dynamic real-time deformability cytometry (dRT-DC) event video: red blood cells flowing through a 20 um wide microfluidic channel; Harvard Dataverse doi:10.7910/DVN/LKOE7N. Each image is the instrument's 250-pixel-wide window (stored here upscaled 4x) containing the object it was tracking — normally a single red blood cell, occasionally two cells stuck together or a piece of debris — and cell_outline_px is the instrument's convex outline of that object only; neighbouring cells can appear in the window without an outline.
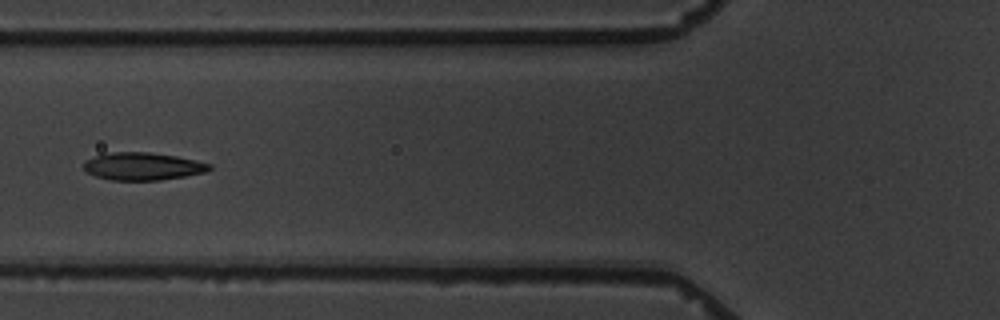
{"species": "common noctule bat (a hibernating species)", "species_latin": "Nyctalus noctula", "temperature_condition": "warm", "stored_images_in_passage": 9, "camera_frame_rate_fps": 3000, "um_per_image_px": 0.085, "animal": {"sex": "male", "body_mass_g": 19.5, "forearm_length_mm": 54.6}, "frame": {"image": 1, "passage_image": 6, "time_ms": 6.0, "image_size_px": [1000, 320], "cell_outline_px": [[212, 168], [204, 172], [184, 176], [160, 180], [112, 180], [96, 176], [84, 172], [84, 160], [104, 152], [148, 152], [176, 156], [196, 160], [212, 164]], "centroid_in_image_um": [12.09, 14.13], "position_along_channel_um": 113.7, "area_um2": 20.35}}
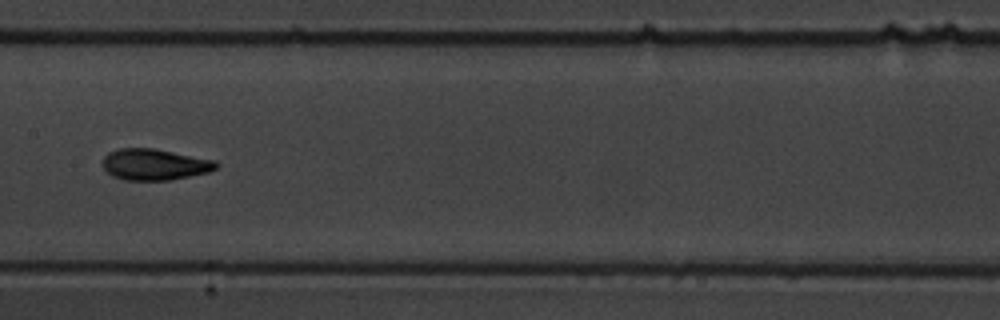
{"frame": {"image": 2, "passage_image": 8, "time_ms": 8.333, "image_size_px": [1000, 320], "cell_outline_px": [[220, 164], [216, 168], [208, 172], [168, 180], [124, 180], [112, 176], [104, 168], [104, 156], [108, 152], [120, 148], [152, 148], [216, 160]], "centroid_in_image_um": [13.14, 13.97], "position_along_channel_um": 194.3, "area_um2": 20.52}}
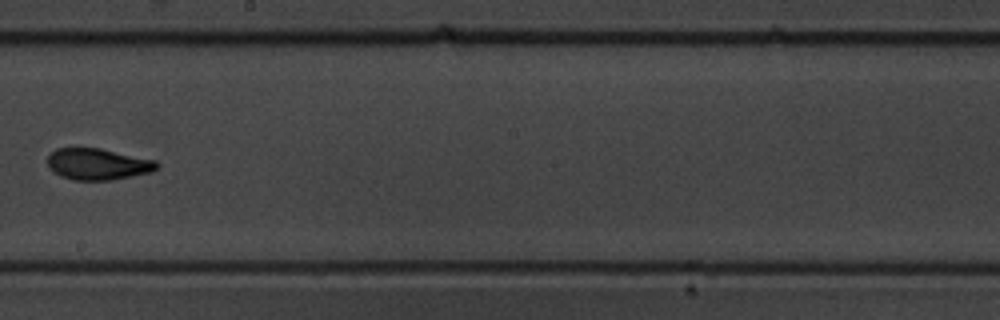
{"frame": {"image": 3, "passage_image": 9, "time_ms": 9.667, "image_size_px": [1000, 320], "cell_outline_px": [[160, 168], [152, 172], [112, 180], [76, 180], [60, 176], [52, 172], [48, 164], [48, 156], [56, 148], [100, 148], [156, 160], [160, 164]], "centroid_in_image_um": [8.35, 13.95], "position_along_channel_um": 239.8, "area_um2": 20.17}}